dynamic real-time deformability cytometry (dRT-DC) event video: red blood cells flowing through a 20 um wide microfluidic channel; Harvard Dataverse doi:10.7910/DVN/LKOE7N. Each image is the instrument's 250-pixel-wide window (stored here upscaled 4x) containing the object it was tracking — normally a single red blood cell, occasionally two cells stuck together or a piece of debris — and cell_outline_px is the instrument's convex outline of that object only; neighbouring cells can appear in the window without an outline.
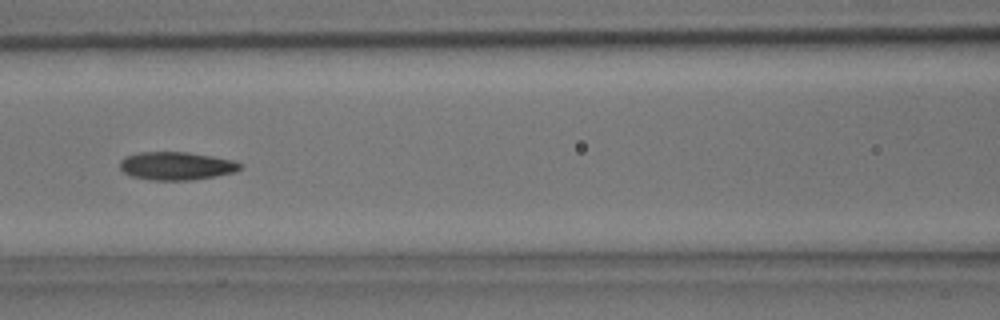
{"species": "common noctule bat (a hibernating species)", "species_latin": "Nyctalus noctula", "temperature_condition": "room temperature", "stored_images_in_passage": 6, "camera_frame_rate_fps": 3000, "um_per_image_px": 0.085, "animal": {"sex": "male", "body_mass_g": 15.6}, "frame": {"image": 1, "passage_image": 6, "time_ms": 1.667, "image_size_px": [1000, 320], "cell_outline_px": [[244, 164], [236, 172], [216, 176], [192, 180], [152, 180], [132, 176], [124, 172], [120, 168], [120, 160], [124, 156], [140, 152], [188, 152], [212, 156], [232, 160]], "centroid_in_image_um": [15.0, 14.1], "position_along_channel_um": 151.6, "area_um2": 19.77}}